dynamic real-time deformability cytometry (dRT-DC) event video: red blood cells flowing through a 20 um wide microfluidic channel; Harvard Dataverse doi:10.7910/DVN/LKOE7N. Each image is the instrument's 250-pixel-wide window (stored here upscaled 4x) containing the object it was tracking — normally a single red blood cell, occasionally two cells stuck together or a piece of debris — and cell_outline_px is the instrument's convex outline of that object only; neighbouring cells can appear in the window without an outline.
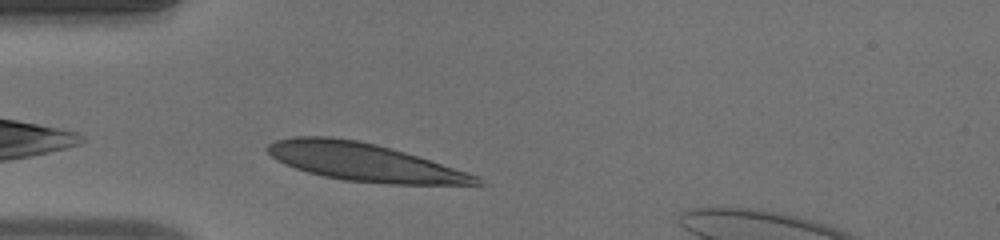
{"species": "human", "species_latin": "Homo sapiens", "temperature_condition": "warm", "stored_images_in_passage": 29, "camera_frame_rate_fps": 3000, "um_per_image_px": 0.085, "donor": {"sex": "male"}, "frame": {"image": 1, "passage_image": 2, "time_ms": 0.333, "image_size_px": [1000, 240], "cell_outline_px": [[488, 184], [388, 184], [344, 180], [324, 176], [308, 172], [284, 164], [276, 160], [264, 148], [268, 144], [276, 140], [296, 136], [328, 136], [360, 140], [376, 144], [404, 152], [468, 172], [476, 176]], "centroid_in_image_um": [30.9, 13.77], "position_along_channel_um": 54.1, "area_um2": 45.84}}
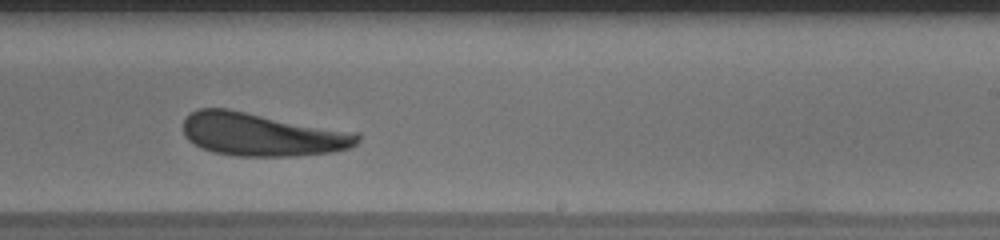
{"frame": {"image": 2, "passage_image": 18, "time_ms": 5.667, "image_size_px": [1000, 240], "cell_outline_px": [[360, 140], [352, 148], [332, 152], [296, 156], [236, 156], [212, 152], [188, 140], [184, 136], [184, 120], [192, 112], [200, 108], [228, 108], [360, 132]], "centroid_in_image_um": [22.34, 11.42], "position_along_channel_um": 266.7, "area_um2": 44.33}}
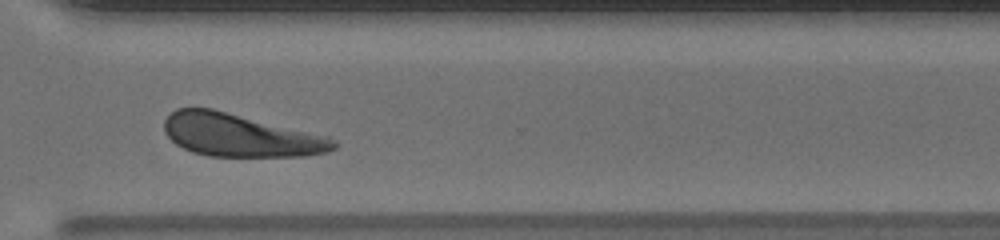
{"frame": {"image": 3, "passage_image": 24, "time_ms": 7.667, "image_size_px": [1000, 240], "cell_outline_px": [[336, 148], [328, 152], [304, 156], [208, 156], [192, 152], [176, 144], [164, 132], [164, 120], [176, 108], [212, 108], [328, 136], [336, 140]], "centroid_in_image_um": [20.42, 11.49], "position_along_channel_um": 350.2, "area_um2": 42.25}, "authors_computed_cell_mechanics": {"area_um2": 44.506, "velocity_mm_per_s": 4.1556, "shape_relaxation_time_tau1_ms": 2.9573, "shape_relaxation_time_tau2_ms": 0.577, "deformation_change_tau1": 0.1375, "deformation_change_tau2": 0.0497}}